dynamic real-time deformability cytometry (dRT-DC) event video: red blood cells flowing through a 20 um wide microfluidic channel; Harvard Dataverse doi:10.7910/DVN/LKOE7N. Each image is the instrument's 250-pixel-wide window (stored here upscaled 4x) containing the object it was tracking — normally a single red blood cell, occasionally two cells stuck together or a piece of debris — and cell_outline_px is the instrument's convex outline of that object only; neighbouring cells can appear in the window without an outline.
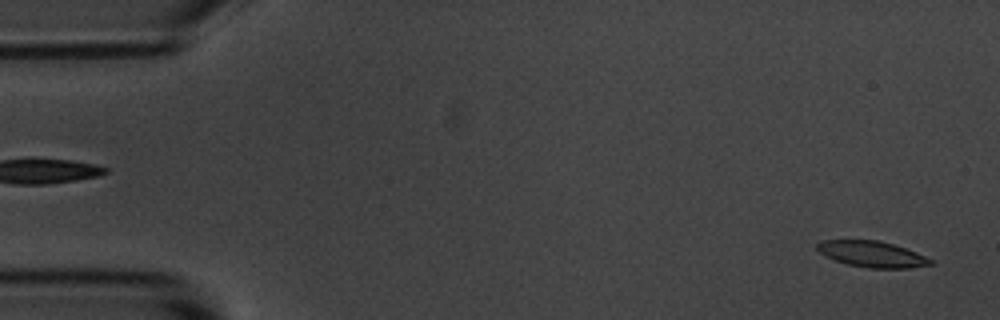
{"species": "common noctule bat (a hibernating species)", "species_latin": "Nyctalus noctula", "temperature_condition": "room temperature", "stored_images_in_passage": 54, "camera_frame_rate_fps": 3000, "um_per_image_px": 0.085, "animal": {"sex": "male", "body_mass_g": 20.1, "forearm_length_mm": 53.5}, "frame": {"image": 1, "passage_image": 2, "time_ms": 0.333, "image_size_px": [1000, 320], "cell_outline_px": [[936, 264], [908, 268], [868, 268], [848, 264], [824, 256], [816, 248], [816, 244], [820, 240], [880, 240], [916, 252], [936, 260]], "centroid_in_image_um": [74.16, 21.6], "position_along_channel_um": 10.8, "area_um2": 17.34}}
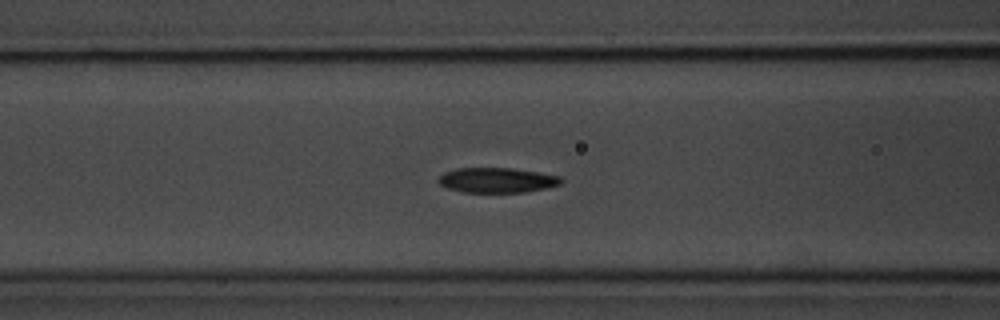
{"frame": {"image": 2, "passage_image": 21, "time_ms": 6.667, "image_size_px": [1000, 320], "cell_outline_px": [[564, 180], [560, 184], [544, 188], [524, 192], [460, 192], [448, 188], [440, 184], [436, 180], [444, 172], [456, 168], [512, 168], [560, 176]], "centroid_in_image_um": [42.21, 15.31], "position_along_channel_um": 124.4, "area_um2": 17.8}}
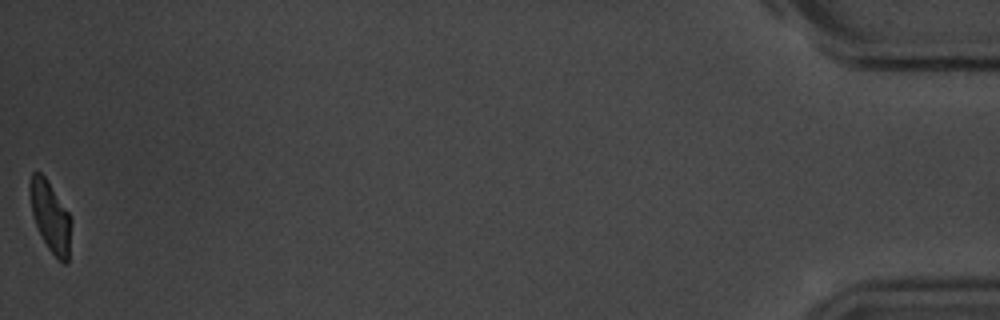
{"frame": {"image": 3, "passage_image": 54, "time_ms": 17.667, "image_size_px": [1000, 320], "cell_outline_px": [[72, 220], [68, 260], [64, 264], [48, 248], [36, 224], [32, 212], [28, 188], [28, 184], [32, 172], [40, 172], [44, 176], [68, 212]], "centroid_in_image_um": [4.28, 18.38], "position_along_channel_um": 430.9, "area_um2": 16.65}, "authors_computed_cell_mechanics": {"area_um2": 18.2648, "velocity_mm_per_s": 3.681, "shape_relaxation_time_tau1_ms": 3.7513, "shape_relaxation_time_tau2_ms": 4.6877, "deformation_change_tau1": 0.1379, "deformation_change_tau2": 0.1132}}